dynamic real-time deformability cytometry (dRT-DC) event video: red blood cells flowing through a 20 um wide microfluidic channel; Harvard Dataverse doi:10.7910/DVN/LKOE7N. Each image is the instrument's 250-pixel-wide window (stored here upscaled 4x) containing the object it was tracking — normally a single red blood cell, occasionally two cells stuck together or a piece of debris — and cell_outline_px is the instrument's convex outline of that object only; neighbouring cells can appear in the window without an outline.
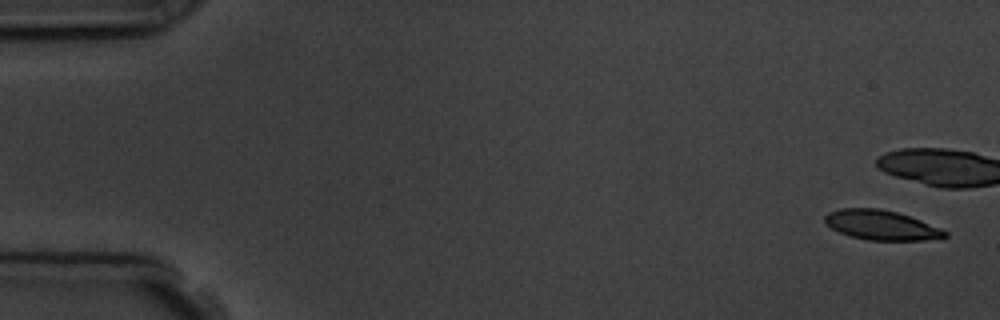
{"species": "common noctule bat (a hibernating species)", "species_latin": "Nyctalus noctula", "temperature_condition": "room temperature", "stored_images_in_passage": 7, "camera_frame_rate_fps": 3000, "um_per_image_px": 0.085, "animal": {"sex": "male", "body_mass_g": 19.5, "forearm_length_mm": 54.6}, "frame": {"image": 1, "passage_image": 1, "time_ms": 0.0, "image_size_px": [1000, 320], "cell_outline_px": [[948, 236], [924, 240], [868, 240], [852, 236], [840, 232], [824, 224], [824, 216], [828, 212], [840, 208], [880, 208], [896, 212], [920, 220], [940, 228], [948, 232]], "centroid_in_image_um": [74.87, 19.12], "position_along_channel_um": 10.1, "area_um2": 20.63}}